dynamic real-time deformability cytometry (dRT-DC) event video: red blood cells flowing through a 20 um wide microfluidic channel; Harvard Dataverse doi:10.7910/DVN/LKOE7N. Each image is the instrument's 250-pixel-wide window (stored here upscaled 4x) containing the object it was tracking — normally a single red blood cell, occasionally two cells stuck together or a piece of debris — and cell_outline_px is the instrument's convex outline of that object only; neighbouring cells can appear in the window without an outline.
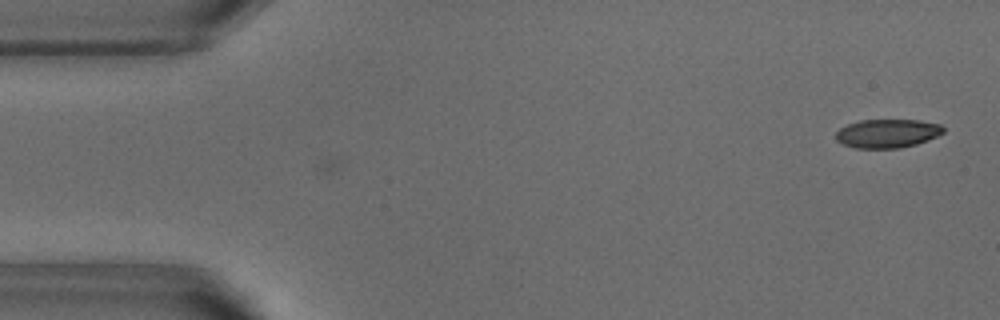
{"species": "common noctule bat (a hibernating species)", "species_latin": "Nyctalus noctula", "temperature_condition": "warm", "stored_images_in_passage": 2, "camera_frame_rate_fps": 3000, "um_per_image_px": 0.085, "animal": {"sex": "male", "body_mass_g": 18.8}, "frame": {"image": 1, "passage_image": 2, "time_ms": 0.333, "image_size_px": [1000, 320], "cell_outline_px": [[944, 132], [928, 140], [916, 144], [900, 148], [856, 148], [844, 144], [836, 140], [836, 132], [840, 128], [848, 124], [860, 120], [920, 120], [940, 124], [944, 128]], "centroid_in_image_um": [75.43, 11.34], "position_along_channel_um": 9.6, "area_um2": 17.92}}